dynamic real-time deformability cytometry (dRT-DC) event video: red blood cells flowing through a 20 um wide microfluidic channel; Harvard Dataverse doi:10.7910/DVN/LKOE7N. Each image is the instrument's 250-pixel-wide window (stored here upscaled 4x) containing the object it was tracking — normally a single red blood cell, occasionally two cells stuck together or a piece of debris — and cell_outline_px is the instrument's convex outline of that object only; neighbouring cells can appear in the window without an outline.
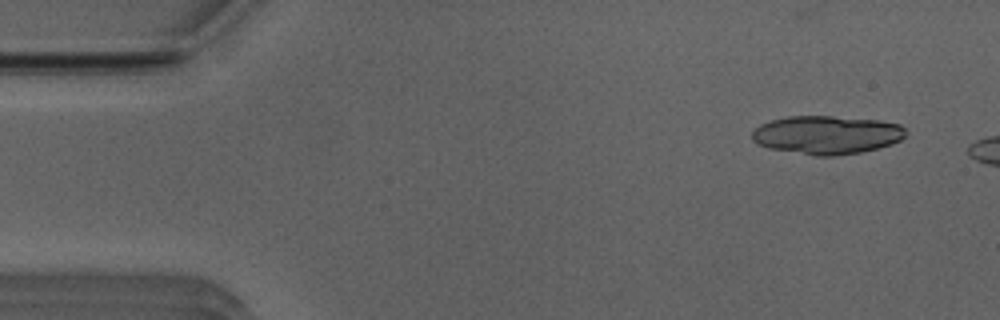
{"species": "Egyptian fruit bat (a non-hibernating species)", "species_latin": "Rousettus aegyptiacus", "temperature_condition": "room temperature", "stored_images_in_passage": 5, "camera_frame_rate_fps": 3000, "um_per_image_px": 0.085, "animal": {"sex": "male"}, "frame": {"image": 1, "passage_image": 1, "time_ms": 0.0, "image_size_px": [1000, 320], "cell_outline_px": [[904, 136], [900, 140], [892, 144], [860, 152], [832, 156], [816, 156], [768, 148], [756, 144], [752, 140], [752, 132], [760, 124], [784, 116], [832, 116], [880, 120], [900, 124], [904, 128]], "centroid_in_image_um": [70.24, 11.46], "position_along_channel_um": 14.8, "area_um2": 34.45}}